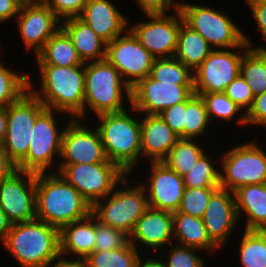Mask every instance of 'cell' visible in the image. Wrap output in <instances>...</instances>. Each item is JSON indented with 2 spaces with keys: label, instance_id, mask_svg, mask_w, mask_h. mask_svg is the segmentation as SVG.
Returning <instances> with one entry per match:
<instances>
[{
  "label": "cell",
  "instance_id": "obj_6",
  "mask_svg": "<svg viewBox=\"0 0 266 267\" xmlns=\"http://www.w3.org/2000/svg\"><path fill=\"white\" fill-rule=\"evenodd\" d=\"M60 119H63V123ZM71 119L65 113L46 108L34 123L28 153L17 164V169L34 173L51 172L54 169L53 172H57L64 126Z\"/></svg>",
  "mask_w": 266,
  "mask_h": 267
},
{
  "label": "cell",
  "instance_id": "obj_31",
  "mask_svg": "<svg viewBox=\"0 0 266 267\" xmlns=\"http://www.w3.org/2000/svg\"><path fill=\"white\" fill-rule=\"evenodd\" d=\"M216 154H213L214 157H211V155L205 151L198 158L195 165L183 177L185 187H195L197 189L220 188V161L218 162V160H220V155H218V152Z\"/></svg>",
  "mask_w": 266,
  "mask_h": 267
},
{
  "label": "cell",
  "instance_id": "obj_21",
  "mask_svg": "<svg viewBox=\"0 0 266 267\" xmlns=\"http://www.w3.org/2000/svg\"><path fill=\"white\" fill-rule=\"evenodd\" d=\"M202 220L211 241L221 250L241 225L234 192L219 188L211 196Z\"/></svg>",
  "mask_w": 266,
  "mask_h": 267
},
{
  "label": "cell",
  "instance_id": "obj_46",
  "mask_svg": "<svg viewBox=\"0 0 266 267\" xmlns=\"http://www.w3.org/2000/svg\"><path fill=\"white\" fill-rule=\"evenodd\" d=\"M246 122L248 128L257 126L266 130V92L254 97L252 106L246 113Z\"/></svg>",
  "mask_w": 266,
  "mask_h": 267
},
{
  "label": "cell",
  "instance_id": "obj_11",
  "mask_svg": "<svg viewBox=\"0 0 266 267\" xmlns=\"http://www.w3.org/2000/svg\"><path fill=\"white\" fill-rule=\"evenodd\" d=\"M45 109L30 90L6 107L7 133L1 147L16 164L27 155L34 123Z\"/></svg>",
  "mask_w": 266,
  "mask_h": 267
},
{
  "label": "cell",
  "instance_id": "obj_53",
  "mask_svg": "<svg viewBox=\"0 0 266 267\" xmlns=\"http://www.w3.org/2000/svg\"><path fill=\"white\" fill-rule=\"evenodd\" d=\"M7 133L6 107H0V147L3 145Z\"/></svg>",
  "mask_w": 266,
  "mask_h": 267
},
{
  "label": "cell",
  "instance_id": "obj_9",
  "mask_svg": "<svg viewBox=\"0 0 266 267\" xmlns=\"http://www.w3.org/2000/svg\"><path fill=\"white\" fill-rule=\"evenodd\" d=\"M260 146L253 139L220 153V188L234 192L244 185L266 183V148Z\"/></svg>",
  "mask_w": 266,
  "mask_h": 267
},
{
  "label": "cell",
  "instance_id": "obj_18",
  "mask_svg": "<svg viewBox=\"0 0 266 267\" xmlns=\"http://www.w3.org/2000/svg\"><path fill=\"white\" fill-rule=\"evenodd\" d=\"M14 22L17 33L24 43L25 52L34 54V57L61 28V21L45 2L21 6Z\"/></svg>",
  "mask_w": 266,
  "mask_h": 267
},
{
  "label": "cell",
  "instance_id": "obj_40",
  "mask_svg": "<svg viewBox=\"0 0 266 267\" xmlns=\"http://www.w3.org/2000/svg\"><path fill=\"white\" fill-rule=\"evenodd\" d=\"M217 190L185 187L178 211L202 219L211 196Z\"/></svg>",
  "mask_w": 266,
  "mask_h": 267
},
{
  "label": "cell",
  "instance_id": "obj_49",
  "mask_svg": "<svg viewBox=\"0 0 266 267\" xmlns=\"http://www.w3.org/2000/svg\"><path fill=\"white\" fill-rule=\"evenodd\" d=\"M17 170V164L0 147V183Z\"/></svg>",
  "mask_w": 266,
  "mask_h": 267
},
{
  "label": "cell",
  "instance_id": "obj_7",
  "mask_svg": "<svg viewBox=\"0 0 266 267\" xmlns=\"http://www.w3.org/2000/svg\"><path fill=\"white\" fill-rule=\"evenodd\" d=\"M129 174L105 198L97 201L91 209L96 219L108 226L131 234L137 220L149 208L145 188ZM131 183H130V181Z\"/></svg>",
  "mask_w": 266,
  "mask_h": 267
},
{
  "label": "cell",
  "instance_id": "obj_15",
  "mask_svg": "<svg viewBox=\"0 0 266 267\" xmlns=\"http://www.w3.org/2000/svg\"><path fill=\"white\" fill-rule=\"evenodd\" d=\"M105 59L121 74L132 88L150 75L155 57L127 30L123 35L106 44Z\"/></svg>",
  "mask_w": 266,
  "mask_h": 267
},
{
  "label": "cell",
  "instance_id": "obj_17",
  "mask_svg": "<svg viewBox=\"0 0 266 267\" xmlns=\"http://www.w3.org/2000/svg\"><path fill=\"white\" fill-rule=\"evenodd\" d=\"M193 93L194 86L160 82L148 76L131 88V106L140 114L158 115L175 104L187 101Z\"/></svg>",
  "mask_w": 266,
  "mask_h": 267
},
{
  "label": "cell",
  "instance_id": "obj_45",
  "mask_svg": "<svg viewBox=\"0 0 266 267\" xmlns=\"http://www.w3.org/2000/svg\"><path fill=\"white\" fill-rule=\"evenodd\" d=\"M186 112V101L175 104L163 110L158 116L174 131L181 139H184V118Z\"/></svg>",
  "mask_w": 266,
  "mask_h": 267
},
{
  "label": "cell",
  "instance_id": "obj_5",
  "mask_svg": "<svg viewBox=\"0 0 266 267\" xmlns=\"http://www.w3.org/2000/svg\"><path fill=\"white\" fill-rule=\"evenodd\" d=\"M84 89V120L86 121L91 112H93L91 115L97 116L124 111L131 106L130 86L106 59L85 63Z\"/></svg>",
  "mask_w": 266,
  "mask_h": 267
},
{
  "label": "cell",
  "instance_id": "obj_47",
  "mask_svg": "<svg viewBox=\"0 0 266 267\" xmlns=\"http://www.w3.org/2000/svg\"><path fill=\"white\" fill-rule=\"evenodd\" d=\"M136 7L143 14L169 13L179 11L180 2L177 0H134Z\"/></svg>",
  "mask_w": 266,
  "mask_h": 267
},
{
  "label": "cell",
  "instance_id": "obj_1",
  "mask_svg": "<svg viewBox=\"0 0 266 267\" xmlns=\"http://www.w3.org/2000/svg\"><path fill=\"white\" fill-rule=\"evenodd\" d=\"M39 87L29 73V90L48 109L60 111L72 119L84 120L85 64L60 67L37 65ZM35 87V88H34Z\"/></svg>",
  "mask_w": 266,
  "mask_h": 267
},
{
  "label": "cell",
  "instance_id": "obj_43",
  "mask_svg": "<svg viewBox=\"0 0 266 267\" xmlns=\"http://www.w3.org/2000/svg\"><path fill=\"white\" fill-rule=\"evenodd\" d=\"M224 93L245 113L252 106L255 97L241 74L226 87Z\"/></svg>",
  "mask_w": 266,
  "mask_h": 267
},
{
  "label": "cell",
  "instance_id": "obj_50",
  "mask_svg": "<svg viewBox=\"0 0 266 267\" xmlns=\"http://www.w3.org/2000/svg\"><path fill=\"white\" fill-rule=\"evenodd\" d=\"M49 267H88L83 258H68L59 255Z\"/></svg>",
  "mask_w": 266,
  "mask_h": 267
},
{
  "label": "cell",
  "instance_id": "obj_48",
  "mask_svg": "<svg viewBox=\"0 0 266 267\" xmlns=\"http://www.w3.org/2000/svg\"><path fill=\"white\" fill-rule=\"evenodd\" d=\"M19 10L20 5L15 0H0V24L7 23V21L11 24V21L15 20L18 15Z\"/></svg>",
  "mask_w": 266,
  "mask_h": 267
},
{
  "label": "cell",
  "instance_id": "obj_34",
  "mask_svg": "<svg viewBox=\"0 0 266 267\" xmlns=\"http://www.w3.org/2000/svg\"><path fill=\"white\" fill-rule=\"evenodd\" d=\"M240 74L254 96L266 92V52L249 48L242 56Z\"/></svg>",
  "mask_w": 266,
  "mask_h": 267
},
{
  "label": "cell",
  "instance_id": "obj_54",
  "mask_svg": "<svg viewBox=\"0 0 266 267\" xmlns=\"http://www.w3.org/2000/svg\"><path fill=\"white\" fill-rule=\"evenodd\" d=\"M15 1L20 5V7L29 6V5H37V4L44 2L43 0H15Z\"/></svg>",
  "mask_w": 266,
  "mask_h": 267
},
{
  "label": "cell",
  "instance_id": "obj_42",
  "mask_svg": "<svg viewBox=\"0 0 266 267\" xmlns=\"http://www.w3.org/2000/svg\"><path fill=\"white\" fill-rule=\"evenodd\" d=\"M246 4H248L249 11L251 12V16L254 18L253 21L257 24V31L260 33L262 42L266 43V0H245ZM244 41L251 49L255 50H266V45L257 44L251 40L249 36H247L244 32Z\"/></svg>",
  "mask_w": 266,
  "mask_h": 267
},
{
  "label": "cell",
  "instance_id": "obj_23",
  "mask_svg": "<svg viewBox=\"0 0 266 267\" xmlns=\"http://www.w3.org/2000/svg\"><path fill=\"white\" fill-rule=\"evenodd\" d=\"M141 159L162 162L180 139L158 116L140 114Z\"/></svg>",
  "mask_w": 266,
  "mask_h": 267
},
{
  "label": "cell",
  "instance_id": "obj_13",
  "mask_svg": "<svg viewBox=\"0 0 266 267\" xmlns=\"http://www.w3.org/2000/svg\"><path fill=\"white\" fill-rule=\"evenodd\" d=\"M249 48L244 42L232 49H213L193 72L194 93L225 92L240 74L242 56Z\"/></svg>",
  "mask_w": 266,
  "mask_h": 267
},
{
  "label": "cell",
  "instance_id": "obj_25",
  "mask_svg": "<svg viewBox=\"0 0 266 267\" xmlns=\"http://www.w3.org/2000/svg\"><path fill=\"white\" fill-rule=\"evenodd\" d=\"M234 195L242 229L266 230V183L241 186Z\"/></svg>",
  "mask_w": 266,
  "mask_h": 267
},
{
  "label": "cell",
  "instance_id": "obj_10",
  "mask_svg": "<svg viewBox=\"0 0 266 267\" xmlns=\"http://www.w3.org/2000/svg\"><path fill=\"white\" fill-rule=\"evenodd\" d=\"M57 172L93 206L126 177L116 163L58 164Z\"/></svg>",
  "mask_w": 266,
  "mask_h": 267
},
{
  "label": "cell",
  "instance_id": "obj_33",
  "mask_svg": "<svg viewBox=\"0 0 266 267\" xmlns=\"http://www.w3.org/2000/svg\"><path fill=\"white\" fill-rule=\"evenodd\" d=\"M197 139H179L169 151L168 156L162 161L170 169L184 177L195 165L198 158L208 150L202 145L204 141Z\"/></svg>",
  "mask_w": 266,
  "mask_h": 267
},
{
  "label": "cell",
  "instance_id": "obj_51",
  "mask_svg": "<svg viewBox=\"0 0 266 267\" xmlns=\"http://www.w3.org/2000/svg\"><path fill=\"white\" fill-rule=\"evenodd\" d=\"M143 256L139 260L137 267H166L158 254H148L147 256Z\"/></svg>",
  "mask_w": 266,
  "mask_h": 267
},
{
  "label": "cell",
  "instance_id": "obj_29",
  "mask_svg": "<svg viewBox=\"0 0 266 267\" xmlns=\"http://www.w3.org/2000/svg\"><path fill=\"white\" fill-rule=\"evenodd\" d=\"M213 48L197 31L184 22L178 32L177 50L174 57L194 72L211 53Z\"/></svg>",
  "mask_w": 266,
  "mask_h": 267
},
{
  "label": "cell",
  "instance_id": "obj_32",
  "mask_svg": "<svg viewBox=\"0 0 266 267\" xmlns=\"http://www.w3.org/2000/svg\"><path fill=\"white\" fill-rule=\"evenodd\" d=\"M241 231V232H240ZM238 242L239 265L242 267H266V230H240ZM243 231V232H242ZM240 233L242 235H240Z\"/></svg>",
  "mask_w": 266,
  "mask_h": 267
},
{
  "label": "cell",
  "instance_id": "obj_35",
  "mask_svg": "<svg viewBox=\"0 0 266 267\" xmlns=\"http://www.w3.org/2000/svg\"><path fill=\"white\" fill-rule=\"evenodd\" d=\"M205 102L201 95L193 93L186 101V112L184 118V139L203 138L211 129Z\"/></svg>",
  "mask_w": 266,
  "mask_h": 267
},
{
  "label": "cell",
  "instance_id": "obj_38",
  "mask_svg": "<svg viewBox=\"0 0 266 267\" xmlns=\"http://www.w3.org/2000/svg\"><path fill=\"white\" fill-rule=\"evenodd\" d=\"M149 76L160 82H176V85L194 86L193 72L175 57L155 58Z\"/></svg>",
  "mask_w": 266,
  "mask_h": 267
},
{
  "label": "cell",
  "instance_id": "obj_3",
  "mask_svg": "<svg viewBox=\"0 0 266 267\" xmlns=\"http://www.w3.org/2000/svg\"><path fill=\"white\" fill-rule=\"evenodd\" d=\"M92 206L58 172L36 173V219L59 230L91 213Z\"/></svg>",
  "mask_w": 266,
  "mask_h": 267
},
{
  "label": "cell",
  "instance_id": "obj_19",
  "mask_svg": "<svg viewBox=\"0 0 266 267\" xmlns=\"http://www.w3.org/2000/svg\"><path fill=\"white\" fill-rule=\"evenodd\" d=\"M148 178L140 184L145 188L151 208L176 212L185 190L184 179L163 162H149Z\"/></svg>",
  "mask_w": 266,
  "mask_h": 267
},
{
  "label": "cell",
  "instance_id": "obj_12",
  "mask_svg": "<svg viewBox=\"0 0 266 267\" xmlns=\"http://www.w3.org/2000/svg\"><path fill=\"white\" fill-rule=\"evenodd\" d=\"M145 20L135 22L128 30L155 58L174 57L178 32L183 22L180 11L173 13L143 14Z\"/></svg>",
  "mask_w": 266,
  "mask_h": 267
},
{
  "label": "cell",
  "instance_id": "obj_52",
  "mask_svg": "<svg viewBox=\"0 0 266 267\" xmlns=\"http://www.w3.org/2000/svg\"><path fill=\"white\" fill-rule=\"evenodd\" d=\"M12 223L4 213L0 206V243L6 238L8 232L11 230Z\"/></svg>",
  "mask_w": 266,
  "mask_h": 267
},
{
  "label": "cell",
  "instance_id": "obj_36",
  "mask_svg": "<svg viewBox=\"0 0 266 267\" xmlns=\"http://www.w3.org/2000/svg\"><path fill=\"white\" fill-rule=\"evenodd\" d=\"M0 53V107H7L29 90V73L24 70L13 71L2 61L1 50Z\"/></svg>",
  "mask_w": 266,
  "mask_h": 267
},
{
  "label": "cell",
  "instance_id": "obj_16",
  "mask_svg": "<svg viewBox=\"0 0 266 267\" xmlns=\"http://www.w3.org/2000/svg\"><path fill=\"white\" fill-rule=\"evenodd\" d=\"M0 206L12 224L36 219V173L17 170L4 179Z\"/></svg>",
  "mask_w": 266,
  "mask_h": 267
},
{
  "label": "cell",
  "instance_id": "obj_22",
  "mask_svg": "<svg viewBox=\"0 0 266 267\" xmlns=\"http://www.w3.org/2000/svg\"><path fill=\"white\" fill-rule=\"evenodd\" d=\"M79 18L106 43L123 35L131 21L111 0H88Z\"/></svg>",
  "mask_w": 266,
  "mask_h": 267
},
{
  "label": "cell",
  "instance_id": "obj_14",
  "mask_svg": "<svg viewBox=\"0 0 266 267\" xmlns=\"http://www.w3.org/2000/svg\"><path fill=\"white\" fill-rule=\"evenodd\" d=\"M89 120L86 124V120L75 118L65 126L59 164L113 163L107 159L94 119Z\"/></svg>",
  "mask_w": 266,
  "mask_h": 267
},
{
  "label": "cell",
  "instance_id": "obj_24",
  "mask_svg": "<svg viewBox=\"0 0 266 267\" xmlns=\"http://www.w3.org/2000/svg\"><path fill=\"white\" fill-rule=\"evenodd\" d=\"M96 217H87L69 223L59 230L60 255L68 258H83L94 252Z\"/></svg>",
  "mask_w": 266,
  "mask_h": 267
},
{
  "label": "cell",
  "instance_id": "obj_37",
  "mask_svg": "<svg viewBox=\"0 0 266 267\" xmlns=\"http://www.w3.org/2000/svg\"><path fill=\"white\" fill-rule=\"evenodd\" d=\"M141 258V252L128 242L117 250L94 251L85 260L88 267H137Z\"/></svg>",
  "mask_w": 266,
  "mask_h": 267
},
{
  "label": "cell",
  "instance_id": "obj_20",
  "mask_svg": "<svg viewBox=\"0 0 266 267\" xmlns=\"http://www.w3.org/2000/svg\"><path fill=\"white\" fill-rule=\"evenodd\" d=\"M129 242L143 255H154L171 245L174 243L173 213L149 207L137 220L129 235Z\"/></svg>",
  "mask_w": 266,
  "mask_h": 267
},
{
  "label": "cell",
  "instance_id": "obj_2",
  "mask_svg": "<svg viewBox=\"0 0 266 267\" xmlns=\"http://www.w3.org/2000/svg\"><path fill=\"white\" fill-rule=\"evenodd\" d=\"M136 115V116H135ZM107 159L126 174L139 169L141 160L140 113L132 106L124 111L95 116ZM132 172V174H131Z\"/></svg>",
  "mask_w": 266,
  "mask_h": 267
},
{
  "label": "cell",
  "instance_id": "obj_28",
  "mask_svg": "<svg viewBox=\"0 0 266 267\" xmlns=\"http://www.w3.org/2000/svg\"><path fill=\"white\" fill-rule=\"evenodd\" d=\"M37 65H55L60 67L80 66L81 60L71 39L60 28L34 57Z\"/></svg>",
  "mask_w": 266,
  "mask_h": 267
},
{
  "label": "cell",
  "instance_id": "obj_4",
  "mask_svg": "<svg viewBox=\"0 0 266 267\" xmlns=\"http://www.w3.org/2000/svg\"><path fill=\"white\" fill-rule=\"evenodd\" d=\"M0 245L18 267H49L60 255L59 229L38 219L12 224Z\"/></svg>",
  "mask_w": 266,
  "mask_h": 267
},
{
  "label": "cell",
  "instance_id": "obj_26",
  "mask_svg": "<svg viewBox=\"0 0 266 267\" xmlns=\"http://www.w3.org/2000/svg\"><path fill=\"white\" fill-rule=\"evenodd\" d=\"M61 29L71 39L84 63L105 59L107 43L79 17L62 21Z\"/></svg>",
  "mask_w": 266,
  "mask_h": 267
},
{
  "label": "cell",
  "instance_id": "obj_41",
  "mask_svg": "<svg viewBox=\"0 0 266 267\" xmlns=\"http://www.w3.org/2000/svg\"><path fill=\"white\" fill-rule=\"evenodd\" d=\"M129 242V236L123 231L105 225L96 219V236L94 251H110L124 247Z\"/></svg>",
  "mask_w": 266,
  "mask_h": 267
},
{
  "label": "cell",
  "instance_id": "obj_8",
  "mask_svg": "<svg viewBox=\"0 0 266 267\" xmlns=\"http://www.w3.org/2000/svg\"><path fill=\"white\" fill-rule=\"evenodd\" d=\"M179 11L183 22L202 35L213 49H232L245 42L244 31L237 22L212 5L182 1Z\"/></svg>",
  "mask_w": 266,
  "mask_h": 267
},
{
  "label": "cell",
  "instance_id": "obj_27",
  "mask_svg": "<svg viewBox=\"0 0 266 267\" xmlns=\"http://www.w3.org/2000/svg\"><path fill=\"white\" fill-rule=\"evenodd\" d=\"M173 231L176 244L197 248L205 252V255L207 252L209 256L221 251L211 241L201 218L179 211L173 212Z\"/></svg>",
  "mask_w": 266,
  "mask_h": 267
},
{
  "label": "cell",
  "instance_id": "obj_39",
  "mask_svg": "<svg viewBox=\"0 0 266 267\" xmlns=\"http://www.w3.org/2000/svg\"><path fill=\"white\" fill-rule=\"evenodd\" d=\"M166 248L169 249L166 251ZM166 248L160 251L161 253L164 251L166 254L164 256L163 253L161 254L163 258L162 256L160 257L166 267H204L206 266L205 264H208L203 258L204 254L201 256L202 250L197 248L182 246L176 243H172Z\"/></svg>",
  "mask_w": 266,
  "mask_h": 267
},
{
  "label": "cell",
  "instance_id": "obj_44",
  "mask_svg": "<svg viewBox=\"0 0 266 267\" xmlns=\"http://www.w3.org/2000/svg\"><path fill=\"white\" fill-rule=\"evenodd\" d=\"M87 1L88 0H44L61 22L66 19L80 17Z\"/></svg>",
  "mask_w": 266,
  "mask_h": 267
},
{
  "label": "cell",
  "instance_id": "obj_30",
  "mask_svg": "<svg viewBox=\"0 0 266 267\" xmlns=\"http://www.w3.org/2000/svg\"><path fill=\"white\" fill-rule=\"evenodd\" d=\"M201 95L205 102L208 117L211 122L217 125L218 121L231 124L233 123L240 128H247L246 113L236 105L224 92L216 93H195ZM236 119V120H235ZM217 122V123H215ZM228 122V123H227Z\"/></svg>",
  "mask_w": 266,
  "mask_h": 267
}]
</instances>
